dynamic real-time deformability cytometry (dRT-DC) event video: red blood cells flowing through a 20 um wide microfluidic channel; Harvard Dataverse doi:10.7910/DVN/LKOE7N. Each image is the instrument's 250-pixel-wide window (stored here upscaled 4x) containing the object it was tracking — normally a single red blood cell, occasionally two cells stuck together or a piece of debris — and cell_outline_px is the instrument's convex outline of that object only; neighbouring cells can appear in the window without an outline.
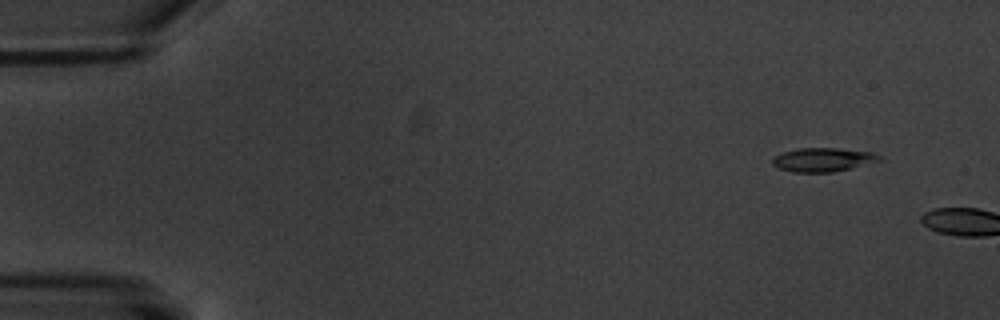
{"species": "common noctule bat (a hibernating species)", "species_latin": "Nyctalus noctula", "temperature_condition": "warm", "stored_images_in_passage": 3, "camera_frame_rate_fps": 3000, "um_per_image_px": 0.085, "animal": {"sex": "male", "body_mass_g": 20.1, "forearm_length_mm": 53.5}, "frame": {"image": 1, "passage_image": 2, "time_ms": 1.0, "image_size_px": [1000, 320], "cell_outline_px": [[884, 156], [880, 160], [832, 172], [792, 172], [780, 168], [772, 164], [772, 156], [784, 152], [800, 148], [840, 148], [872, 152]], "centroid_in_image_um": [69.93, 13.56], "position_along_channel_um": 15.1, "area_um2": 14.68}}